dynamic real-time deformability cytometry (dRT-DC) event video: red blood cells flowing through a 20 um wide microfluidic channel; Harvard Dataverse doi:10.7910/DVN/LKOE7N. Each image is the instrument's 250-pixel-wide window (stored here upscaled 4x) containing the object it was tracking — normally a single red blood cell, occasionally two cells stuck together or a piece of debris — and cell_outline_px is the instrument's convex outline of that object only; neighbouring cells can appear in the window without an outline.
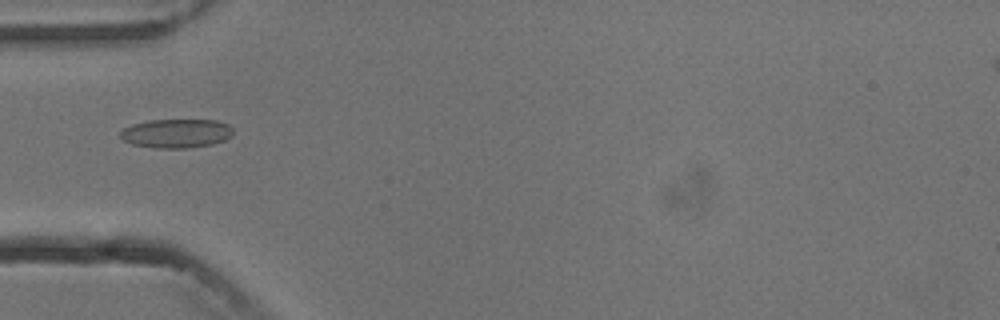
{"species": "common noctule bat (a hibernating species)", "species_latin": "Nyctalus noctula", "temperature_condition": "cold", "stored_images_in_passage": 8, "camera_frame_rate_fps": 3000, "um_per_image_px": 0.085, "animal": {"sex": "male", "body_mass_g": 13.3}, "frame": {"image": 1, "passage_image": 5, "time_ms": 5.333, "image_size_px": [1000, 320], "cell_outline_px": [[232, 136], [224, 140], [212, 144], [184, 148], [156, 148], [132, 144], [120, 140], [120, 132], [124, 128], [132, 124], [148, 120], [216, 120], [228, 124], [232, 128]], "centroid_in_image_um": [14.96, 11.33], "position_along_channel_um": 70.0, "area_um2": 19.07}}
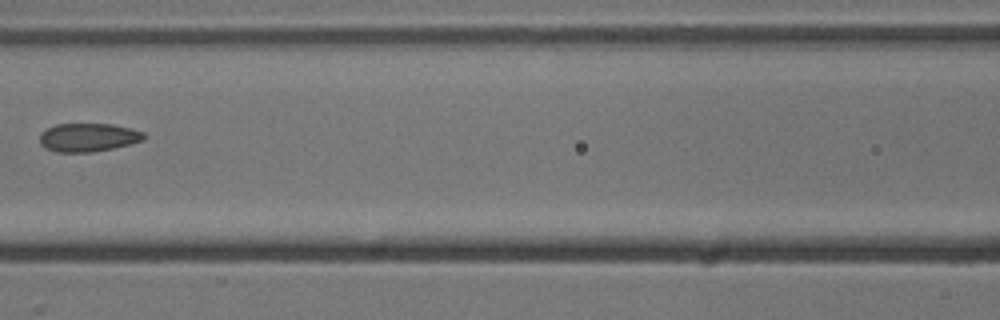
{"frame": {"image": 2, "passage_image": 7, "time_ms": 7.667, "image_size_px": [1000, 320], "cell_outline_px": [[144, 140], [112, 148], [92, 152], [56, 152], [44, 148], [40, 144], [40, 132], [56, 124], [112, 124], [132, 128], [144, 132]], "centroid_in_image_um": [7.47, 11.68], "position_along_channel_um": 159.1, "area_um2": 17.28}}
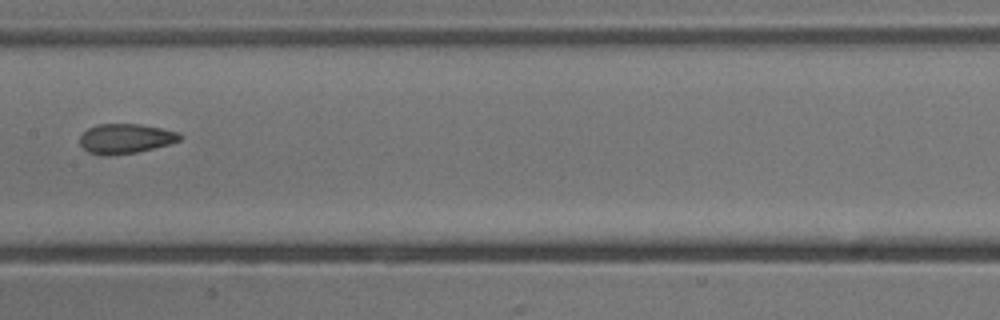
{"frame": {"image": 3, "passage_image": 8, "time_ms": 8.667, "image_size_px": [1000, 320], "cell_outline_px": [[180, 140], [168, 144], [136, 152], [108, 156], [100, 156], [88, 152], [80, 144], [80, 136], [88, 128], [100, 124], [140, 124], [180, 132]], "centroid_in_image_um": [10.64, 11.79], "position_along_channel_um": 196.8, "area_um2": 17.22}}